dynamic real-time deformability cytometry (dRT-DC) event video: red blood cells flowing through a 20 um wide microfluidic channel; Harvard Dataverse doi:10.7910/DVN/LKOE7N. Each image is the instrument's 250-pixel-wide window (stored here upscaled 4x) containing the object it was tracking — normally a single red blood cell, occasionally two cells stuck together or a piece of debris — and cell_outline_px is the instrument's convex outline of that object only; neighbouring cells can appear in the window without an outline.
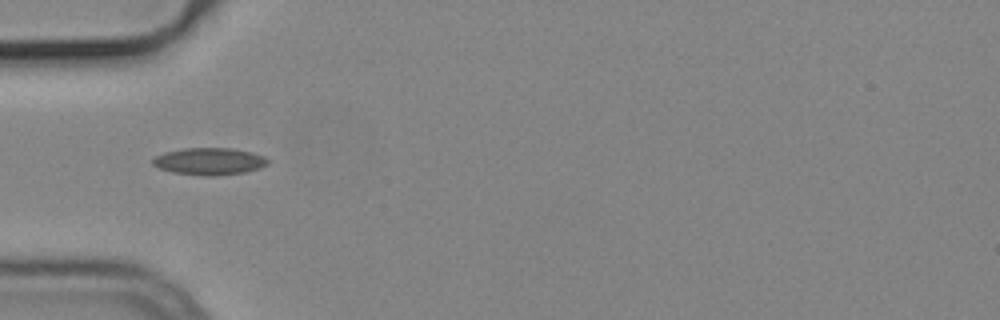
{"species": "common noctule bat (a hibernating species)", "species_latin": "Nyctalus noctula", "temperature_condition": "cold", "stored_images_in_passage": 6, "camera_frame_rate_fps": 3000, "um_per_image_px": 0.085, "animal": {"sex": "male", "body_mass_g": 19.2, "forearm_length_mm": 51.8}, "frame": {"image": 1, "passage_image": 1, "time_ms": 0.0, "image_size_px": [1000, 320], "cell_outline_px": [[268, 164], [260, 168], [244, 172], [216, 176], [208, 176], [172, 172], [160, 168], [152, 164], [152, 160], [156, 156], [164, 152], [184, 148], [232, 148], [252, 152], [264, 156], [268, 160]], "centroid_in_image_um": [17.8, 13.71], "position_along_channel_um": 67.2, "area_um2": 18.15}}
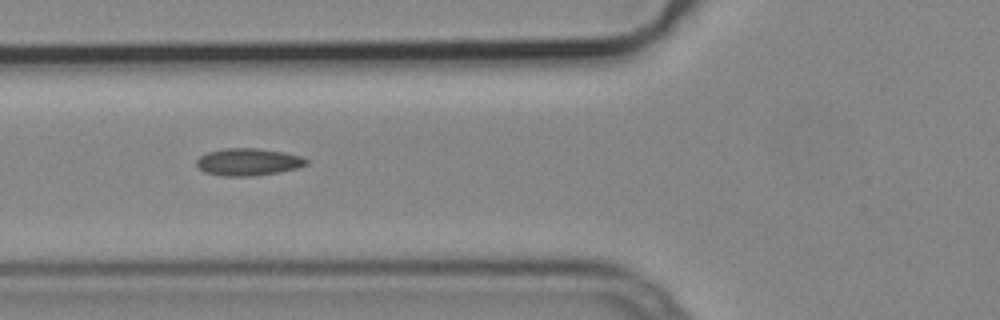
{"frame": {"image": 2, "passage_image": 4, "time_ms": 1.0, "image_size_px": [1000, 320], "cell_outline_px": [[308, 164], [296, 168], [276, 172], [252, 176], [224, 176], [204, 172], [196, 164], [196, 160], [200, 156], [208, 152], [224, 148], [256, 148], [284, 152], [300, 156], [308, 160]], "centroid_in_image_um": [21.08, 13.76], "position_along_channel_um": 104.7, "area_um2": 17.28}}